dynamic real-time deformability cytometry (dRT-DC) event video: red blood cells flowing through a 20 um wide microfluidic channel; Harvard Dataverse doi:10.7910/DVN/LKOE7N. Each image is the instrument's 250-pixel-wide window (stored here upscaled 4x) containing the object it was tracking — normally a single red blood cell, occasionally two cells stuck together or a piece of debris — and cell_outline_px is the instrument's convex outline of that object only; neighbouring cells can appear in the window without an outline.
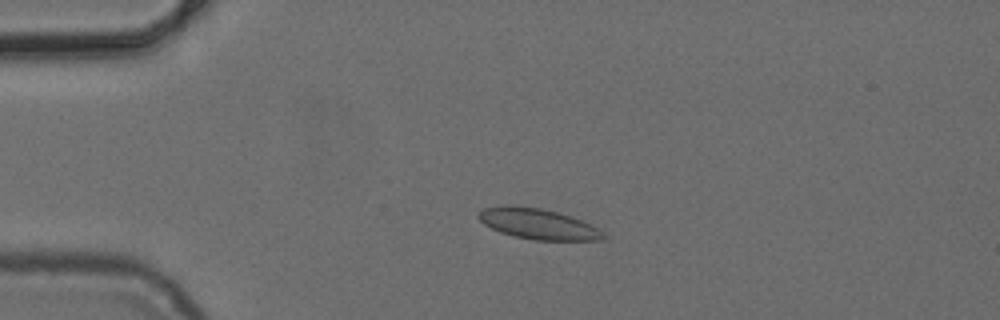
{"species": "common noctule bat (a hibernating species)", "species_latin": "Nyctalus noctula", "temperature_condition": "cold", "stored_images_in_passage": 5, "camera_frame_rate_fps": 3000, "um_per_image_px": 0.085, "animal": {"sex": "female", "body_mass_g": 24.6, "forearm_length_mm": 56.2}, "frame": {"image": 1, "passage_image": 3, "time_ms": 3.333, "image_size_px": [1000, 320], "cell_outline_px": [[608, 236], [604, 240], [536, 240], [516, 236], [500, 232], [484, 224], [476, 216], [484, 208], [504, 204], [508, 204], [540, 208], [572, 216], [596, 228]], "centroid_in_image_um": [45.71, 19.02], "position_along_channel_um": 39.3, "area_um2": 22.14}}
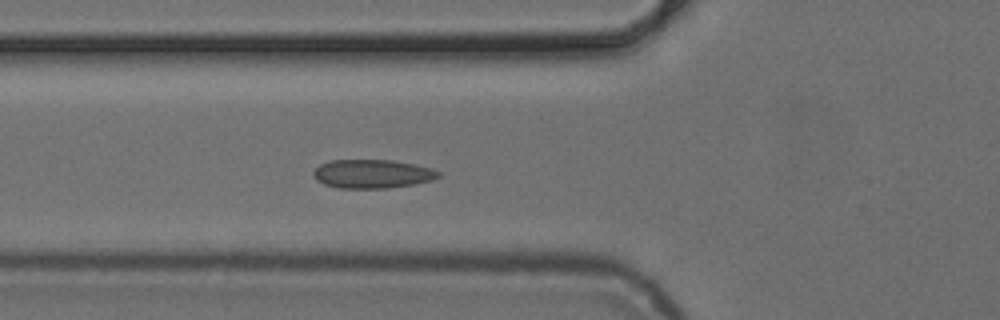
{"frame": {"image": 2, "passage_image": 5, "time_ms": 5.667, "image_size_px": [1000, 320], "cell_outline_px": [[440, 176], [432, 180], [412, 184], [388, 188], [340, 188], [324, 184], [316, 180], [312, 172], [320, 164], [332, 160], [392, 160], [432, 168], [440, 172]], "centroid_in_image_um": [31.63, 14.78], "position_along_channel_um": 94.2, "area_um2": 20.81}}